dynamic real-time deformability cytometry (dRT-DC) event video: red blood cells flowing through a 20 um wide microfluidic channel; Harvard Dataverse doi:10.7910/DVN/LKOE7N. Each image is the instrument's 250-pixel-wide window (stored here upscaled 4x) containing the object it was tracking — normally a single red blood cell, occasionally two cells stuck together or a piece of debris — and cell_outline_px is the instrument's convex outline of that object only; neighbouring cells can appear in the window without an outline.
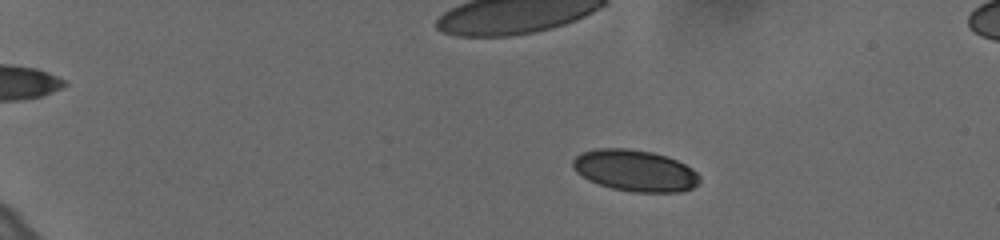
{"species": "human", "species_latin": "Homo sapiens", "temperature_condition": "cold", "stored_images_in_passage": 60, "camera_frame_rate_fps": 3000, "um_per_image_px": 0.085, "donor": {"sex": "female"}, "frame": {"image": 1, "passage_image": 12, "time_ms": 3.667, "image_size_px": [1000, 240], "cell_outline_px": [[700, 180], [692, 188], [680, 192], [632, 192], [612, 188], [588, 180], [576, 172], [572, 168], [572, 160], [580, 152], [596, 148], [628, 148], [652, 152], [668, 156], [692, 168], [700, 176]], "centroid_in_image_um": [53.95, 14.49], "position_along_channel_um": 31.0, "area_um2": 30.81}}
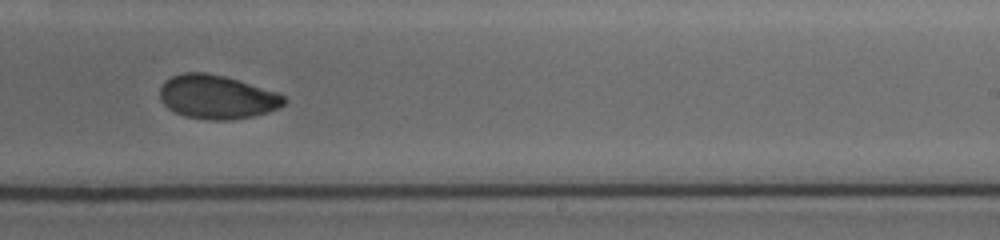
{"frame": {"image": 2, "passage_image": 41, "time_ms": 13.333, "image_size_px": [1000, 240], "cell_outline_px": [[288, 100], [280, 108], [268, 112], [252, 116], [228, 120], [208, 120], [184, 116], [168, 108], [160, 100], [160, 88], [164, 80], [172, 76], [184, 72], [204, 72], [224, 76], [280, 92]], "centroid_in_image_um": [18.46, 8.24], "position_along_channel_um": 270.5, "area_um2": 31.96}}
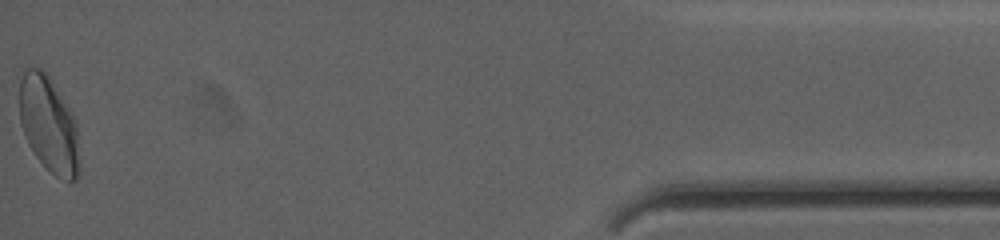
{"frame": {"image": 3, "passage_image": 60, "time_ms": 19.667, "image_size_px": [1000, 240], "cell_outline_px": [[80, 176], [76, 180], [60, 180], [48, 172], [44, 168], [28, 144], [20, 124], [20, 68], [40, 68], [52, 80], [76, 120], [80, 160]], "centroid_in_image_um": [4.16, 10.63], "position_along_channel_um": 431.0, "area_um2": 34.28}, "authors_computed_cell_mechanics": {"area_um2": 31.7322, "velocity_mm_per_s": 3.6236, "shape_relaxation_time_tau1_ms": 7.0944, "shape_relaxation_time_tau2_ms": 2.2204, "deformation_change_tau1": 0.1365, "deformation_change_tau2": 0.0501}}